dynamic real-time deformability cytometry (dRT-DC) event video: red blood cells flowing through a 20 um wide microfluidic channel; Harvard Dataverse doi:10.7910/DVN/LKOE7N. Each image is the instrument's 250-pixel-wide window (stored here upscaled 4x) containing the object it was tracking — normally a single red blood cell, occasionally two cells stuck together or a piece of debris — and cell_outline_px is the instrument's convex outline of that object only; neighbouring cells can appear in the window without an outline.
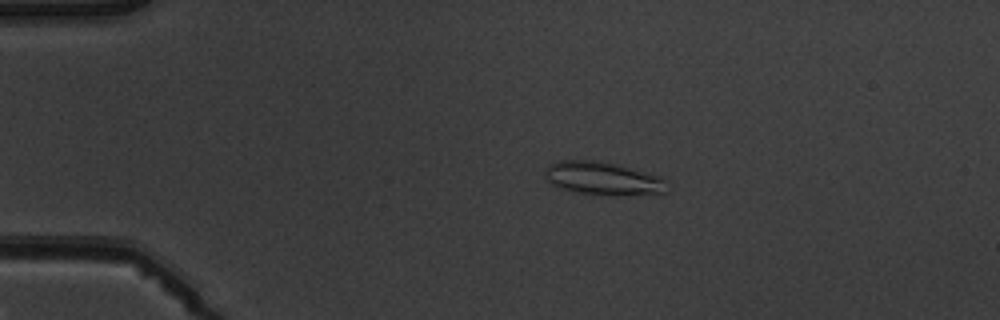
{"species": "common noctule bat (a hibernating species)", "species_latin": "Nyctalus noctula", "temperature_condition": "warm", "stored_images_in_passage": 7, "camera_frame_rate_fps": 3000, "um_per_image_px": 0.085, "animal": {"sex": "male", "body_mass_g": 19.5, "forearm_length_mm": 54.6}, "frame": {"image": 1, "passage_image": 4, "time_ms": 3.667, "image_size_px": [1000, 320], "cell_outline_px": [[668, 192], [616, 196], [580, 192], [564, 188], [552, 184], [544, 180], [544, 176], [548, 164], [556, 160], [596, 160], [616, 164], [660, 176], [668, 180]], "centroid_in_image_um": [51.27, 15.16], "position_along_channel_um": 33.7, "area_um2": 23.7}}
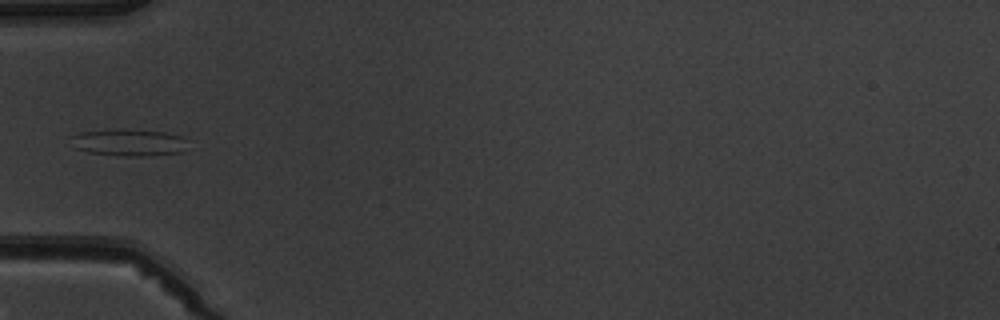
{"frame": {"image": 2, "passage_image": 6, "time_ms": 6.0, "image_size_px": [1000, 320], "cell_outline_px": [[184, 152], [148, 156], [124, 156], [88, 152], [76, 148], [72, 136], [80, 132], [164, 132], [184, 136]], "centroid_in_image_um": [11.03, 12.17], "position_along_channel_um": 74.0, "area_um2": 17.05}}
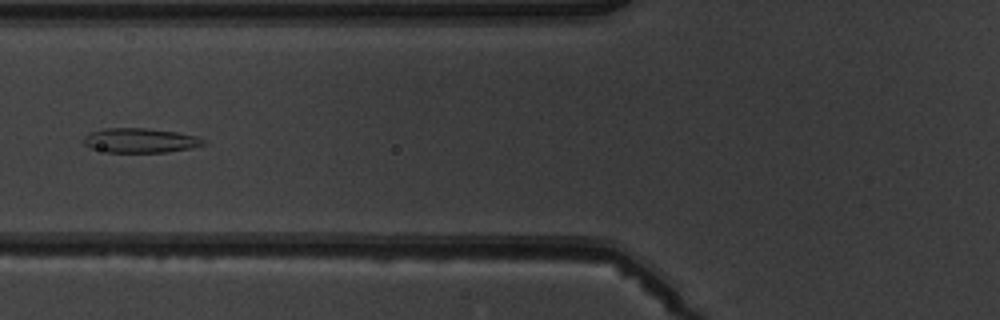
{"frame": {"image": 3, "passage_image": 7, "time_ms": 7.0, "image_size_px": [1000, 320], "cell_outline_px": [[208, 144], [192, 148], [164, 152], [108, 152], [88, 148], [80, 140], [88, 132], [104, 128], [144, 128], [176, 132], [196, 136], [204, 140]], "centroid_in_image_um": [11.86, 11.94], "position_along_channel_um": 113.9, "area_um2": 17.34}}